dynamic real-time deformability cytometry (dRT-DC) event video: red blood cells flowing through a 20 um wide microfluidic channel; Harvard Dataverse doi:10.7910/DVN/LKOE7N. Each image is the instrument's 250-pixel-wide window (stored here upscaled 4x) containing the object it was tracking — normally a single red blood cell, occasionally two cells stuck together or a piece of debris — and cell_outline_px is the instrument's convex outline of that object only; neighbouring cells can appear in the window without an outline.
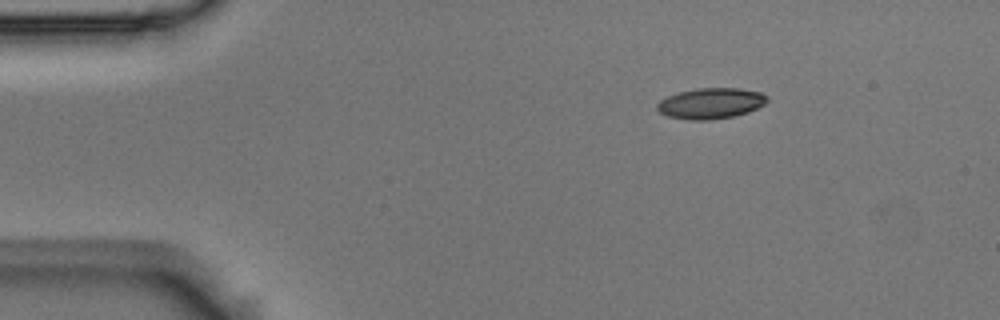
{"species": "Egyptian fruit bat (a non-hibernating species)", "species_latin": "Rousettus aegyptiacus", "temperature_condition": "room temperature", "stored_images_in_passage": 47, "camera_frame_rate_fps": 3000, "um_per_image_px": 0.085, "animal": {"sex": "male"}, "frame": {"image": 1, "passage_image": 1, "time_ms": 0.0, "image_size_px": [1000, 320], "cell_outline_px": [[768, 100], [764, 104], [748, 112], [732, 116], [708, 120], [688, 120], [668, 116], [660, 112], [656, 108], [656, 104], [660, 100], [668, 96], [680, 92], [696, 88], [736, 88], [760, 92], [768, 96]], "centroid_in_image_um": [60.4, 8.78], "position_along_channel_um": 24.6, "area_um2": 19.59}}
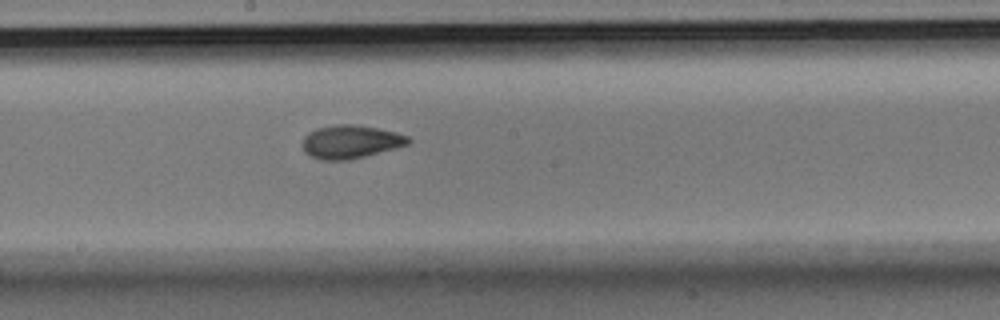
{"frame": {"image": 2, "passage_image": 22, "time_ms": 7.0, "image_size_px": [1000, 320], "cell_outline_px": [[412, 140], [408, 144], [396, 148], [348, 160], [320, 160], [308, 156], [304, 152], [300, 144], [304, 136], [308, 132], [316, 128], [336, 124], [352, 124], [376, 128], [396, 132], [408, 136]], "centroid_in_image_um": [29.74, 12.05], "position_along_channel_um": 218.5, "area_um2": 20.75}}
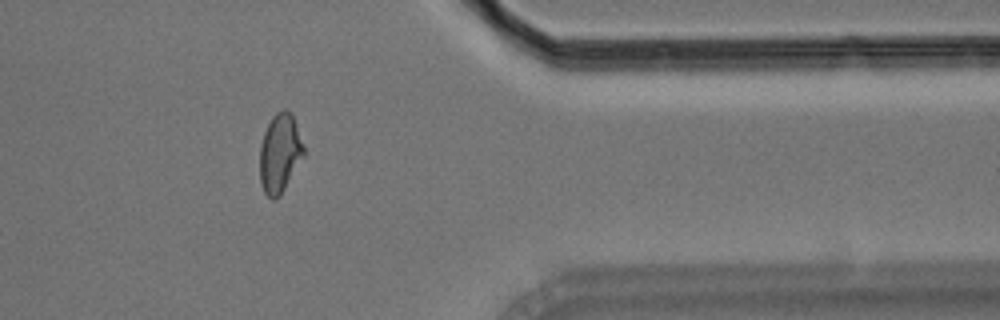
{"frame": {"image": 3, "passage_image": 37, "time_ms": 12.0, "image_size_px": [1000, 320], "cell_outline_px": [[304, 156], [280, 196], [276, 200], [272, 200], [264, 192], [260, 184], [260, 144], [264, 132], [272, 116], [276, 112], [284, 108], [292, 112], [304, 144]], "centroid_in_image_um": [23.79, 13.01], "position_along_channel_um": 387.6, "area_um2": 20.52}, "authors_computed_cell_mechanics": {"area_um2": 19.941, "velocity_mm_per_s": 3.7263, "shape_relaxation_time_tau1_ms": 7.311, "shape_relaxation_time_tau2_ms": 2.0504, "deformation_change_tau1": 0.1749, "deformation_change_tau2": 0.0711}}